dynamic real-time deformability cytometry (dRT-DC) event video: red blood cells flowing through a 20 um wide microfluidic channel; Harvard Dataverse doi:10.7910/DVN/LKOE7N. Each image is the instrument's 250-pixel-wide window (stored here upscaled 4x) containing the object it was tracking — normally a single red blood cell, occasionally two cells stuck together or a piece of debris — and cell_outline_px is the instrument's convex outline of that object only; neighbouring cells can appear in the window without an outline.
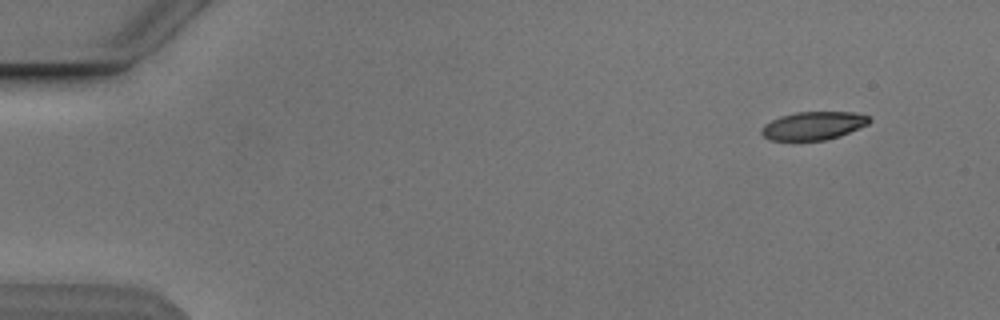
{"species": "Egyptian fruit bat (a non-hibernating species)", "species_latin": "Rousettus aegyptiacus", "temperature_condition": "cold", "stored_images_in_passage": 5, "camera_frame_rate_fps": 3000, "um_per_image_px": 0.085, "animal": {"sex": "male"}, "frame": {"image": 1, "passage_image": 1, "time_ms": 0.0, "image_size_px": [1000, 320], "cell_outline_px": [[872, 120], [868, 124], [840, 136], [824, 140], [768, 140], [760, 132], [760, 128], [764, 124], [780, 116], [796, 112], [852, 112], [868, 116]], "centroid_in_image_um": [69.11, 10.68], "position_along_channel_um": 15.9, "area_um2": 17.69}}
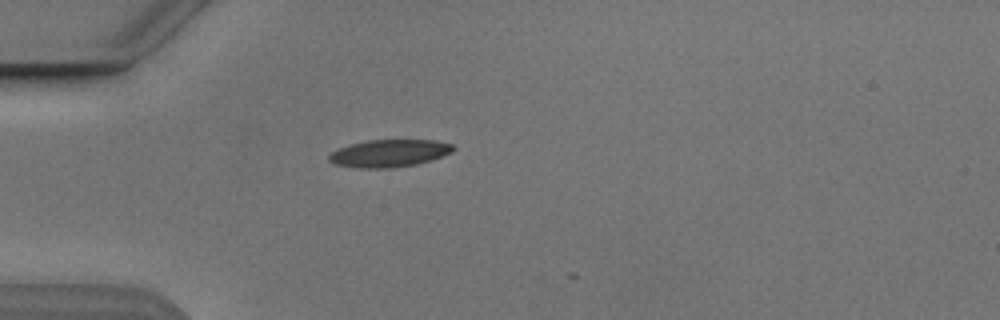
{"frame": {"image": 2, "passage_image": 4, "time_ms": 3.667, "image_size_px": [1000, 320], "cell_outline_px": [[456, 148], [452, 152], [444, 156], [432, 160], [416, 164], [392, 168], [360, 168], [332, 164], [328, 160], [328, 156], [332, 152], [340, 148], [352, 144], [368, 140], [436, 140], [452, 144]], "centroid_in_image_um": [33.11, 13.03], "position_along_channel_um": 51.9, "area_um2": 19.94}}